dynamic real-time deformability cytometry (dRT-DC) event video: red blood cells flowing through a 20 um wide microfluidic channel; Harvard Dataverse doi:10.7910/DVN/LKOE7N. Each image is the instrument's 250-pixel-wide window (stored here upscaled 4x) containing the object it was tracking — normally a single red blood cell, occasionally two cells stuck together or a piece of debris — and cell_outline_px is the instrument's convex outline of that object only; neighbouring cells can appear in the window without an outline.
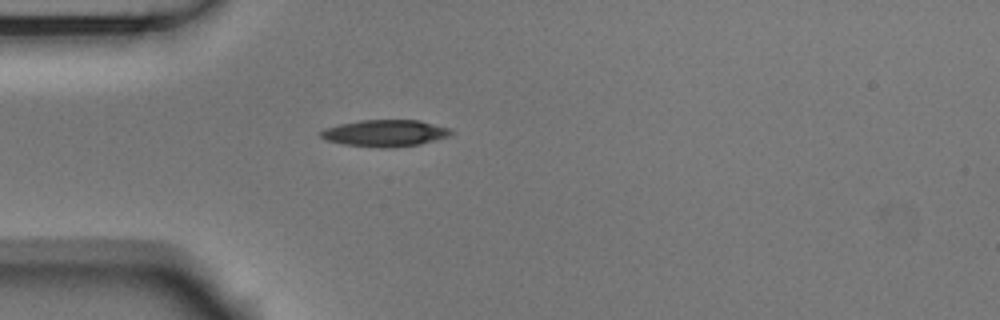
{"species": "Egyptian fruit bat (a non-hibernating species)", "species_latin": "Rousettus aegyptiacus", "temperature_condition": "room temperature", "stored_images_in_passage": 39, "camera_frame_rate_fps": 3000, "um_per_image_px": 0.085, "animal": {"sex": "male"}, "frame": {"image": 1, "passage_image": 1, "time_ms": 0.0, "image_size_px": [1000, 320], "cell_outline_px": [[452, 132], [448, 136], [420, 144], [392, 148], [380, 148], [344, 144], [324, 140], [320, 136], [320, 132], [324, 128], [340, 124], [360, 120], [420, 120], [452, 128]], "centroid_in_image_um": [32.73, 11.32], "position_along_channel_um": 52.3, "area_um2": 20.4}}
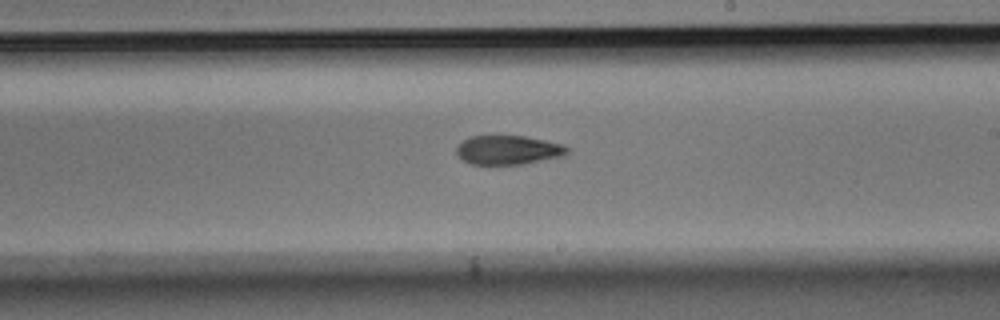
{"frame": {"image": 2, "passage_image": 17, "time_ms": 5.333, "image_size_px": [1000, 320], "cell_outline_px": [[572, 148], [564, 156], [524, 164], [472, 164], [464, 160], [456, 152], [456, 148], [464, 140], [472, 136], [524, 136], [564, 144]], "centroid_in_image_um": [43.27, 12.75], "position_along_channel_um": 245.7, "area_um2": 18.73}}
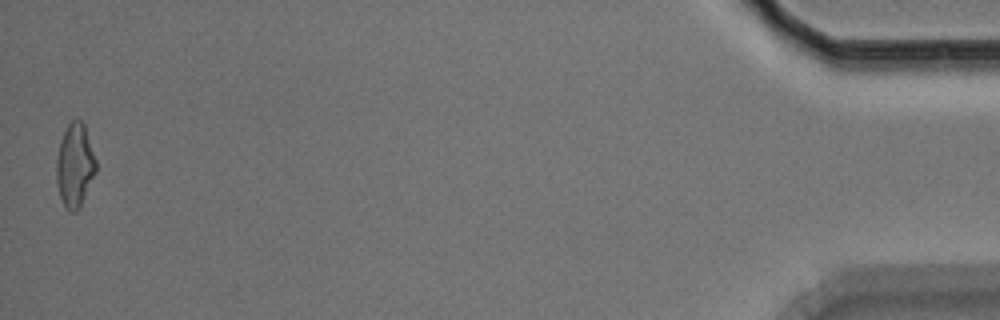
{"frame": {"image": 3, "passage_image": 39, "time_ms": 12.667, "image_size_px": [1000, 320], "cell_outline_px": [[96, 172], [80, 208], [76, 212], [68, 212], [64, 208], [60, 196], [56, 180], [56, 160], [60, 140], [68, 124], [72, 120], [80, 120], [84, 124], [96, 160]], "centroid_in_image_um": [6.36, 14.1], "position_along_channel_um": 428.8, "area_um2": 19.36}, "authors_computed_cell_mechanics": {"area_um2": 19.5364, "velocity_mm_per_s": 3.7724, "shape_relaxation_time_tau1_ms": 5.8866, "shape_relaxation_time_tau2_ms": 5.2016, "deformation_change_tau1": 0.1821, "deformation_change_tau2": 0.1317}}